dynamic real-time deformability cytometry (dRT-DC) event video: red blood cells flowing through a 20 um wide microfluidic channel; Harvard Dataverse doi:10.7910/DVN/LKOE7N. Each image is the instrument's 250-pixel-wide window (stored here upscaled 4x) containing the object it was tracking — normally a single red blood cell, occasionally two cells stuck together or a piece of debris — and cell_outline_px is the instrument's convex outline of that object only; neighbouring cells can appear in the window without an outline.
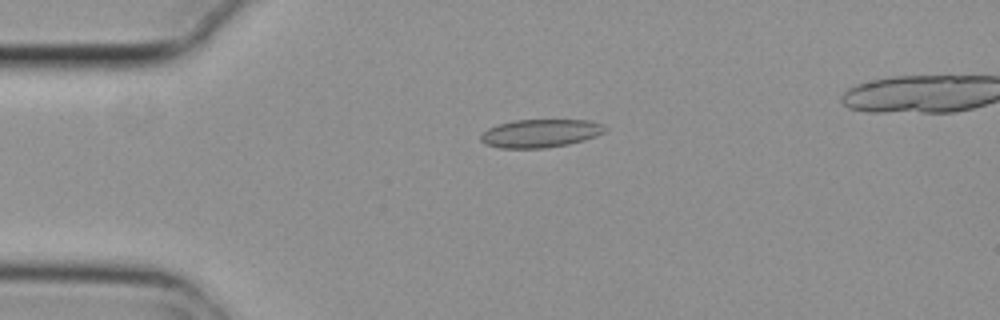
{"species": "common noctule bat (a hibernating species)", "species_latin": "Nyctalus noctula", "temperature_condition": "cold", "stored_images_in_passage": 5, "camera_frame_rate_fps": 3000, "um_per_image_px": 0.085, "animal": {"sex": "female", "body_mass_g": 29.2, "forearm_length_mm": 56.3}, "frame": {"image": 1, "passage_image": 3, "time_ms": 0.667, "image_size_px": [1000, 320], "cell_outline_px": [[608, 128], [604, 132], [596, 136], [584, 140], [568, 144], [544, 148], [500, 148], [484, 144], [480, 140], [480, 136], [488, 128], [496, 124], [512, 120], [588, 120], [604, 124]], "centroid_in_image_um": [45.92, 11.32], "position_along_channel_um": 39.1, "area_um2": 20.58}}